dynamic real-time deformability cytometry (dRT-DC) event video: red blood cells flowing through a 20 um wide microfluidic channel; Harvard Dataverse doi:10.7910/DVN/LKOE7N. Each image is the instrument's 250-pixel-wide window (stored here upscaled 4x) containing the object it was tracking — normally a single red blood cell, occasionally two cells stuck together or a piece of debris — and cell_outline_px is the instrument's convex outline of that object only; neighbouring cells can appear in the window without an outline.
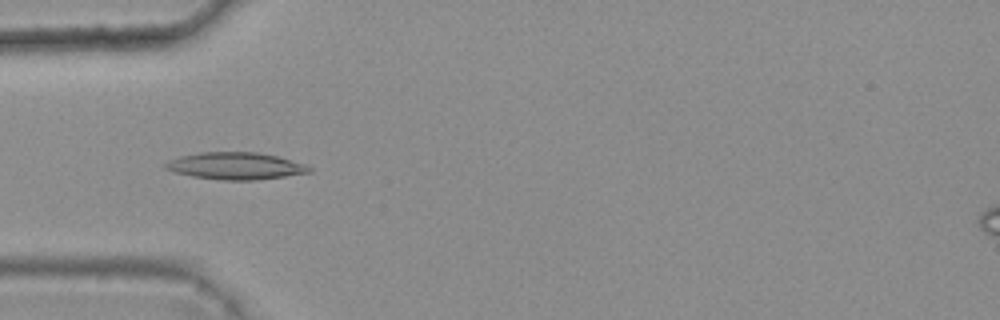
{"species": "common noctule bat (a hibernating species)", "species_latin": "Nyctalus noctula", "temperature_condition": "warm", "stored_images_in_passage": 5, "camera_frame_rate_fps": 3000, "um_per_image_px": 0.085, "animal": {"sex": "female", "body_mass_g": 25.1}, "frame": {"image": 1, "passage_image": 4, "time_ms": 1.0, "image_size_px": [1000, 320], "cell_outline_px": [[312, 172], [256, 180], [224, 180], [192, 176], [176, 172], [164, 168], [164, 164], [168, 160], [180, 156], [200, 152], [256, 152], [276, 156], [308, 164], [312, 168]], "centroid_in_image_um": [20.04, 14.1], "position_along_channel_um": 65.0, "area_um2": 22.66}}
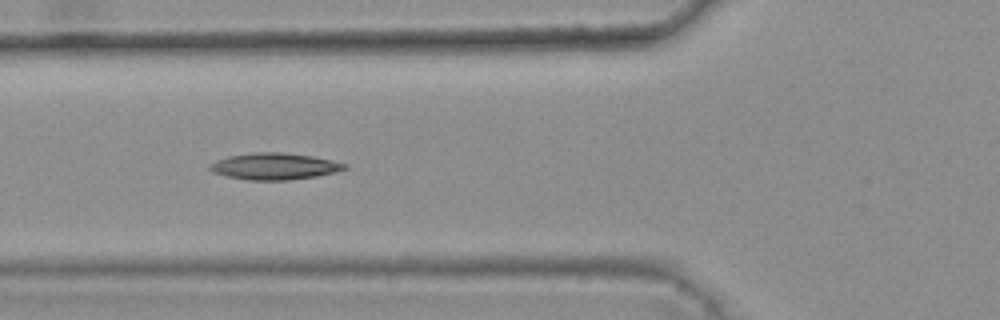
{"frame": {"image": 2, "passage_image": 5, "time_ms": 1.333, "image_size_px": [1000, 320], "cell_outline_px": [[348, 168], [336, 172], [316, 176], [288, 180], [248, 180], [228, 176], [212, 172], [208, 168], [208, 164], [216, 160], [228, 156], [252, 152], [284, 152], [312, 156], [332, 160], [348, 164]], "centroid_in_image_um": [23.32, 14.13], "position_along_channel_um": 102.5, "area_um2": 21.04}}